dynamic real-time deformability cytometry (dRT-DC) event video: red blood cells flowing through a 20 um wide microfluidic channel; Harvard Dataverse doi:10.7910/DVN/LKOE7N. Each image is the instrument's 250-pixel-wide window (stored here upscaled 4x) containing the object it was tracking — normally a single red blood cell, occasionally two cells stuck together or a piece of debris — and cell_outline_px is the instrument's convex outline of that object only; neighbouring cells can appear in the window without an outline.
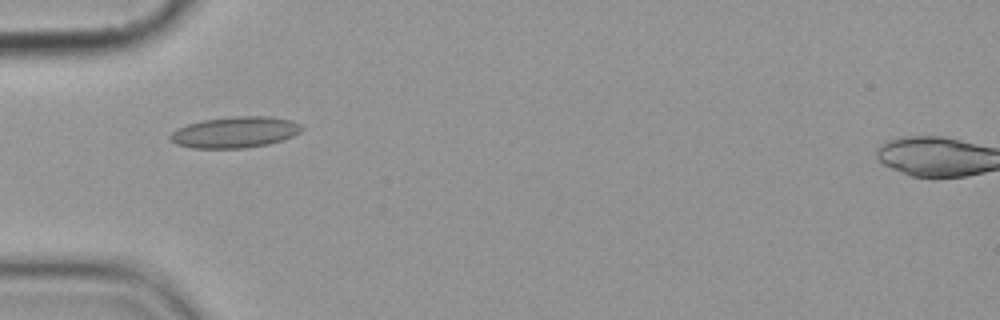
{"species": "common noctule bat (a hibernating species)", "species_latin": "Nyctalus noctula", "temperature_condition": "cold", "stored_images_in_passage": 6, "camera_frame_rate_fps": 3000, "um_per_image_px": 0.085, "animal": {"sex": "female", "body_mass_g": 19.9}, "frame": {"image": 1, "passage_image": 5, "time_ms": 4.667, "image_size_px": [1000, 320], "cell_outline_px": [[304, 128], [300, 132], [284, 140], [268, 144], [244, 148], [192, 148], [176, 144], [168, 136], [176, 128], [200, 120], [236, 116], [272, 116], [292, 120], [300, 124]], "centroid_in_image_um": [19.99, 11.23], "position_along_channel_um": 65.0, "area_um2": 24.04}}
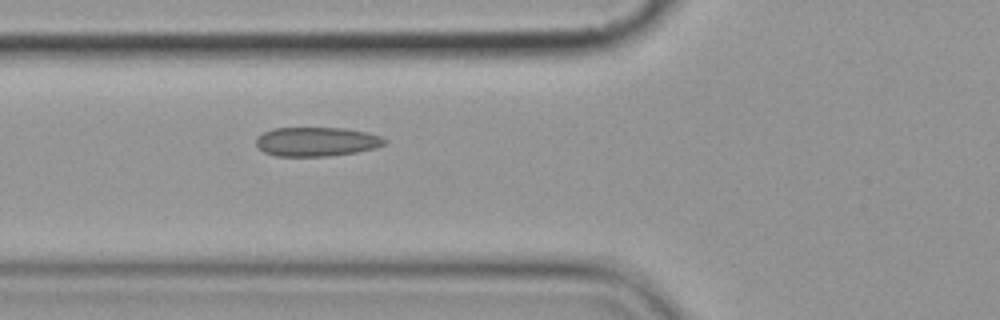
{"frame": {"image": 2, "passage_image": 6, "time_ms": 5.667, "image_size_px": [1000, 320], "cell_outline_px": [[388, 144], [376, 148], [356, 152], [328, 156], [276, 156], [264, 152], [256, 144], [256, 136], [272, 128], [344, 128], [368, 132], [380, 136], [388, 140]], "centroid_in_image_um": [26.94, 12.04], "position_along_channel_um": 98.9, "area_um2": 22.02}}